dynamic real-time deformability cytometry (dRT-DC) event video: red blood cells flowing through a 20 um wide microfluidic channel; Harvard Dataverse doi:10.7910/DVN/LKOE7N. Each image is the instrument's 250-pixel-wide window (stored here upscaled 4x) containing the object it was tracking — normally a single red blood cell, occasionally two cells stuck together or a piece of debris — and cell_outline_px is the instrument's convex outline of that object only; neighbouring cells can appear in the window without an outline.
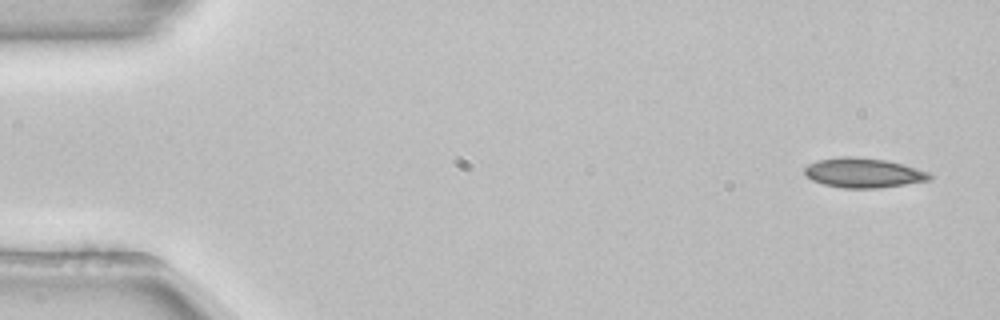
{"species": "common noctule bat (a hibernating species)", "species_latin": "Nyctalus noctula", "temperature_condition": "room temperature", "stored_images_in_passage": 51, "camera_frame_rate_fps": 3000, "um_per_image_px": 0.085, "animal": {"sex": "female", "body_mass_g": 22.7, "forearm_length_mm": 54.2}, "frame": {"image": 1, "passage_image": 1, "time_ms": 0.0, "image_size_px": [1000, 320], "cell_outline_px": [[932, 180], [880, 188], [844, 188], [824, 184], [812, 180], [804, 172], [804, 168], [808, 164], [816, 160], [844, 156], [852, 156], [884, 160], [900, 164], [928, 172], [932, 176]], "centroid_in_image_um": [73.37, 14.69], "position_along_channel_um": 11.6, "area_um2": 21.44}}
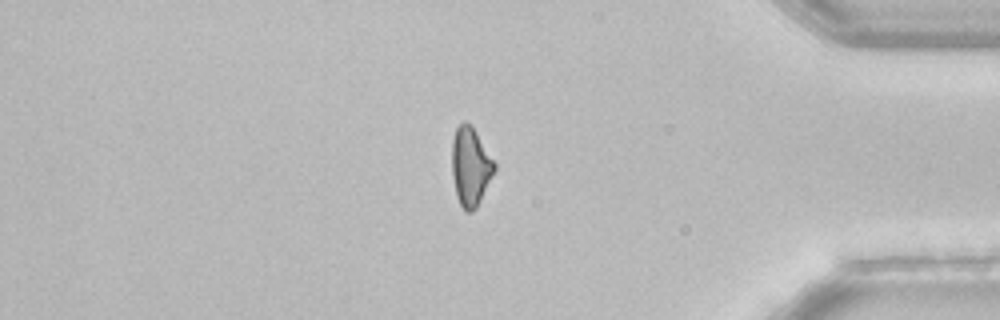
{"frame": {"image": 2, "passage_image": 43, "time_ms": 14.0, "image_size_px": [1000, 320], "cell_outline_px": [[496, 168], [476, 208], [472, 212], [464, 212], [456, 196], [452, 176], [452, 140], [456, 128], [464, 120], [472, 124], [496, 164]], "centroid_in_image_um": [39.98, 14.14], "position_along_channel_um": 395.2, "area_um2": 19.59}}
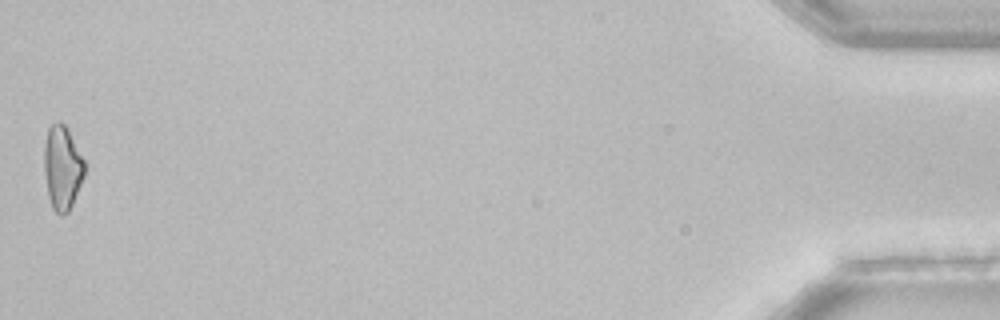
{"frame": {"image": 3, "passage_image": 51, "time_ms": 16.667, "image_size_px": [1000, 320], "cell_outline_px": [[84, 176], [72, 204], [68, 212], [60, 216], [52, 208], [48, 196], [44, 172], [44, 144], [48, 128], [52, 124], [60, 120], [68, 128], [84, 160]], "centroid_in_image_um": [5.28, 14.23], "position_along_channel_um": 429.9, "area_um2": 19.83}}